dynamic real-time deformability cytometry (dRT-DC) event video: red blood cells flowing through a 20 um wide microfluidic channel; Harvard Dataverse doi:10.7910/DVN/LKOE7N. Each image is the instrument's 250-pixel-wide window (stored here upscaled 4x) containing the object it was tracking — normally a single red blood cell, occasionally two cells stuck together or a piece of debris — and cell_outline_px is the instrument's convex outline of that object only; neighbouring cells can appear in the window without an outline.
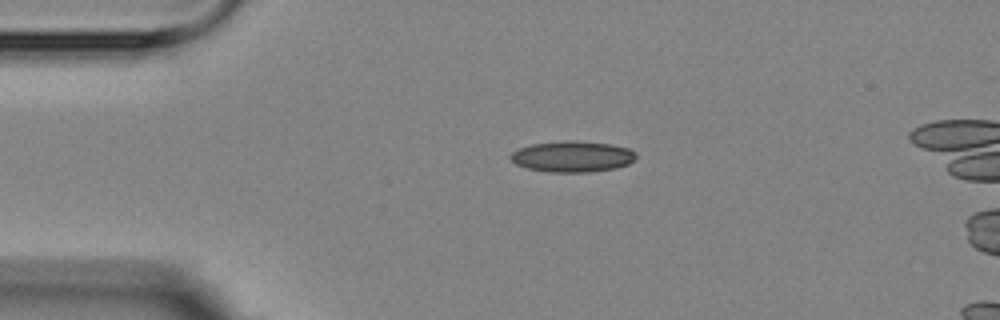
{"species": "Egyptian fruit bat (a non-hibernating species)", "species_latin": "Rousettus aegyptiacus", "temperature_condition": "room temperature", "stored_images_in_passage": 3, "camera_frame_rate_fps": 3000, "um_per_image_px": 0.085, "animal": {"sex": "female"}, "frame": {"image": 1, "passage_image": 1, "time_ms": 0.0, "image_size_px": [1000, 320], "cell_outline_px": [[636, 156], [628, 164], [616, 168], [592, 172], [548, 172], [528, 168], [516, 164], [508, 156], [512, 152], [520, 148], [532, 144], [564, 140], [576, 140], [612, 144], [628, 148], [636, 152]], "centroid_in_image_um": [48.66, 13.3], "position_along_channel_um": 36.3, "area_um2": 22.77}}